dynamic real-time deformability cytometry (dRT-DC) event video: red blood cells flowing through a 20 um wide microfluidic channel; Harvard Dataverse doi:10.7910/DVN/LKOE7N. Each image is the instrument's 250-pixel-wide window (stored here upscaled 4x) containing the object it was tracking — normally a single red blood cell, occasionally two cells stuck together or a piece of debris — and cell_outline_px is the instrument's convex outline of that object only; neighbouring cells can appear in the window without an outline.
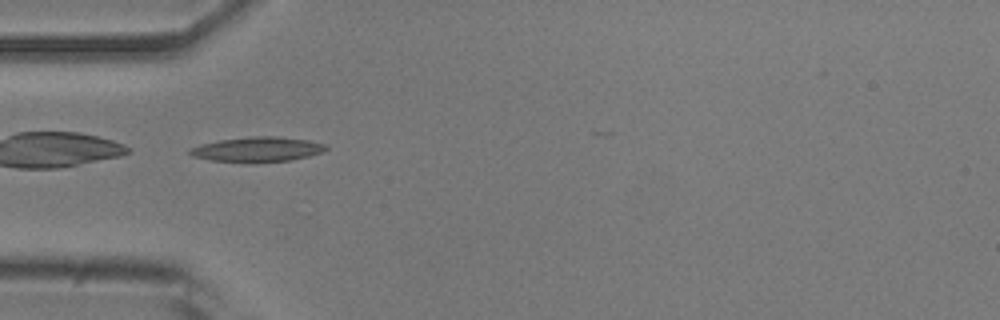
{"species": "common noctule bat (a hibernating species)", "species_latin": "Nyctalus noctula", "temperature_condition": "room temperature", "stored_images_in_passage": 15, "camera_frame_rate_fps": 3000, "um_per_image_px": 0.085, "animal": {"sex": "male", "body_mass_g": 20.5, "forearm_length_mm": 52.5}, "frame": {"image": 1, "passage_image": 1, "time_ms": 0.0, "image_size_px": [1000, 320], "cell_outline_px": [[328, 148], [324, 152], [292, 160], [252, 164], [248, 164], [212, 160], [192, 156], [188, 152], [188, 148], [200, 144], [220, 140], [252, 136], [276, 136], [308, 140], [324, 144]], "centroid_in_image_um": [21.86, 12.72], "position_along_channel_um": 63.1, "area_um2": 20.17}}
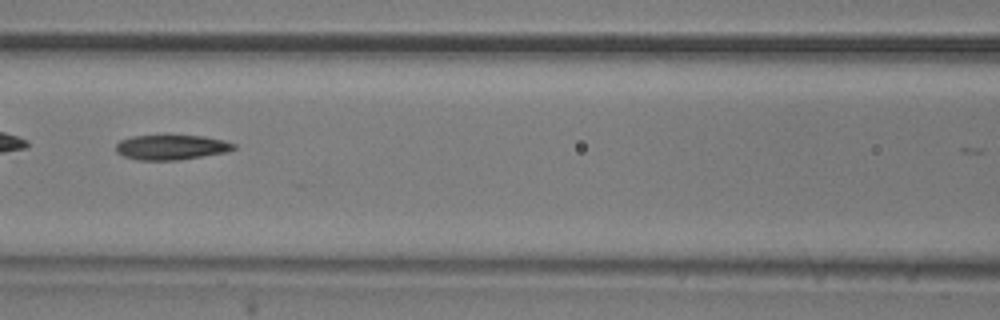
{"frame": {"image": 2, "passage_image": 8, "time_ms": 2.333, "image_size_px": [1000, 320], "cell_outline_px": [[236, 148], [228, 152], [176, 160], [140, 160], [124, 156], [116, 152], [116, 144], [120, 140], [132, 136], [204, 136], [224, 140], [236, 144]], "centroid_in_image_um": [14.58, 12.52], "position_along_channel_um": 152.0, "area_um2": 16.99}}
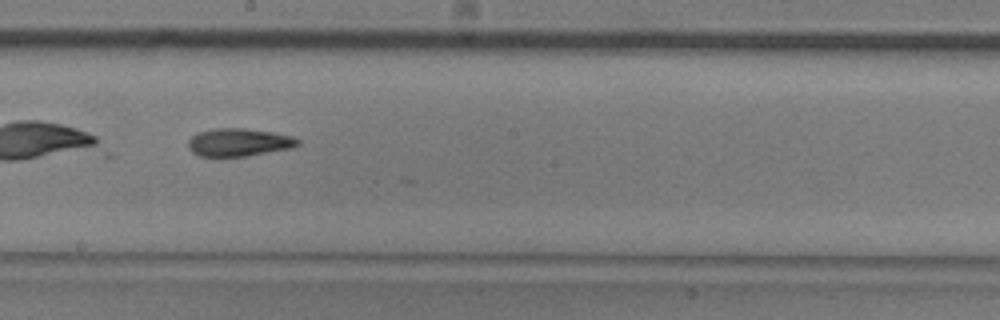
{"frame": {"image": 3, "passage_image": 14, "time_ms": 4.333, "image_size_px": [1000, 320], "cell_outline_px": [[300, 144], [292, 148], [248, 156], [200, 156], [192, 152], [188, 148], [188, 140], [196, 132], [212, 128], [244, 128], [272, 132], [292, 136], [300, 140]], "centroid_in_image_um": [20.29, 12.09], "position_along_channel_um": 227.9, "area_um2": 17.98}}